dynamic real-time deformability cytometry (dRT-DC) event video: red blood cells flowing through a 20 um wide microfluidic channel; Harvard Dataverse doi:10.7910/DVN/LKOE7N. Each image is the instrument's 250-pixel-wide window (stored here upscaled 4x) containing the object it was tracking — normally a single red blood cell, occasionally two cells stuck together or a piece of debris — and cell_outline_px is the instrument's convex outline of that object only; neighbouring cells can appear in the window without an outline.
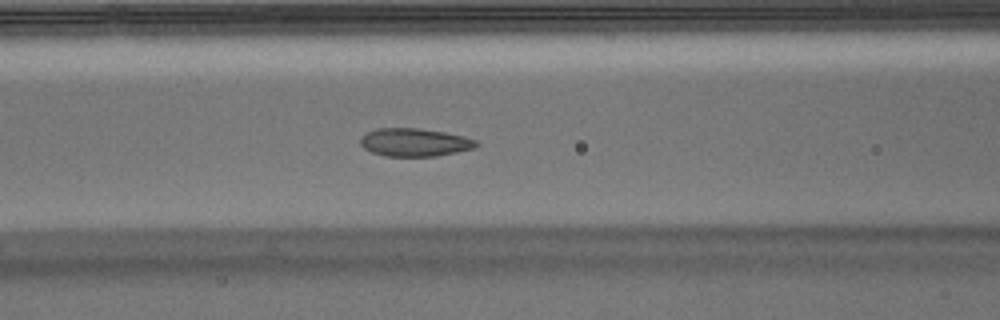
{"species": "Egyptian fruit bat (a non-hibernating species)", "species_latin": "Rousettus aegyptiacus", "temperature_condition": "warm", "stored_images_in_passage": 53, "camera_frame_rate_fps": 3000, "um_per_image_px": 0.085, "animal": {"sex": "male"}, "frame": {"image": 1, "passage_image": 21, "time_ms": 6.667, "image_size_px": [1000, 320], "cell_outline_px": [[480, 144], [476, 148], [436, 156], [384, 156], [372, 152], [364, 148], [360, 144], [360, 136], [376, 128], [420, 128], [444, 132], [464, 136], [476, 140]], "centroid_in_image_um": [35.25, 12.09], "position_along_channel_um": 131.4, "area_um2": 19.07}}
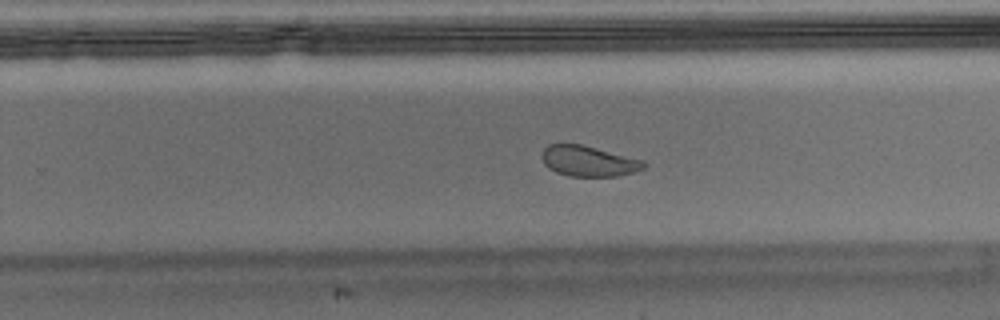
{"frame": {"image": 2, "passage_image": 33, "time_ms": 10.667, "image_size_px": [1000, 320], "cell_outline_px": [[648, 164], [644, 168], [632, 172], [616, 176], [568, 176], [556, 172], [548, 168], [544, 164], [540, 156], [544, 148], [548, 144], [580, 144], [644, 160]], "centroid_in_image_um": [50.0, 13.69], "position_along_channel_um": 279.8, "area_um2": 18.15}}
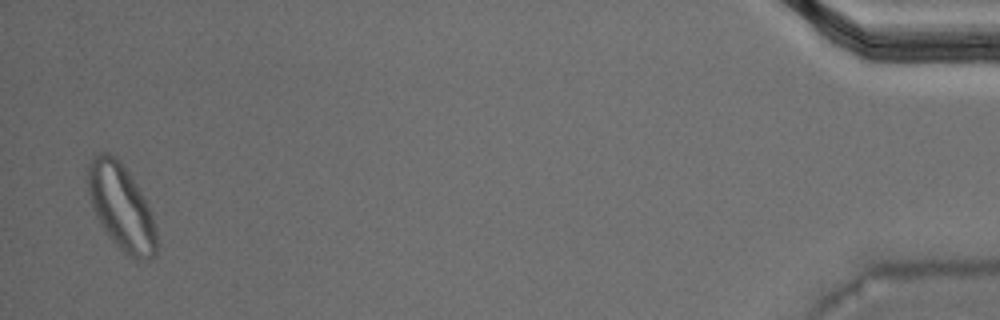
{"frame": {"image": 3, "passage_image": 52, "time_ms": 17.0, "image_size_px": [1000, 320], "cell_outline_px": [[156, 252], [148, 260], [136, 260], [124, 252], [108, 236], [100, 224], [92, 208], [88, 192], [88, 164], [92, 156], [100, 152], [108, 152], [120, 160], [136, 184], [152, 216], [156, 228]], "centroid_in_image_um": [10.27, 17.59], "position_along_channel_um": 424.9, "area_um2": 34.04}, "authors_computed_cell_mechanics": {"area_um2": 19.9988, "velocity_mm_per_s": 3.7177, "shape_relaxation_time_tau1_ms": 7.4381, "shape_relaxation_time_tau2_ms": 1.231, "deformation_change_tau1": 0.155, "deformation_change_tau2": 0.0474}}